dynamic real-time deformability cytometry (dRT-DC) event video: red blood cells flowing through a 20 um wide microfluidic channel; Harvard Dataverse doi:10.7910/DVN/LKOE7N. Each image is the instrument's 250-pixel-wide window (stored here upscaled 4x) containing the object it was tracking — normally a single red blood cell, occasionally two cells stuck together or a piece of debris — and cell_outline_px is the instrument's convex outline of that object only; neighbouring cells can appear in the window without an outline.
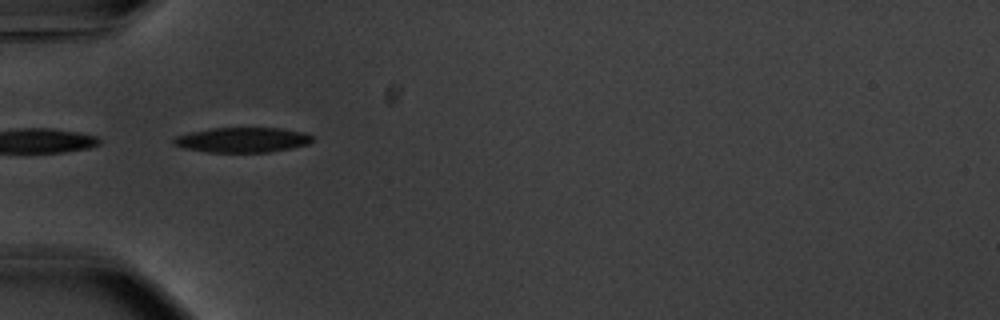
{"species": "common noctule bat (a hibernating species)", "species_latin": "Nyctalus noctula", "temperature_condition": "warm", "stored_images_in_passage": 14, "camera_frame_rate_fps": 3000, "um_per_image_px": 0.085, "animal": {"sex": "male", "body_mass_g": 20.1, "forearm_length_mm": 53.5}, "frame": {"image": 1, "passage_image": 1, "time_ms": 0.0, "image_size_px": [1000, 320], "cell_outline_px": [[312, 140], [308, 144], [292, 148], [268, 152], [208, 152], [184, 148], [172, 144], [172, 140], [176, 136], [192, 132], [212, 128], [280, 128], [304, 132], [312, 136]], "centroid_in_image_um": [20.6, 11.89], "position_along_channel_um": 64.4, "area_um2": 20.11}}